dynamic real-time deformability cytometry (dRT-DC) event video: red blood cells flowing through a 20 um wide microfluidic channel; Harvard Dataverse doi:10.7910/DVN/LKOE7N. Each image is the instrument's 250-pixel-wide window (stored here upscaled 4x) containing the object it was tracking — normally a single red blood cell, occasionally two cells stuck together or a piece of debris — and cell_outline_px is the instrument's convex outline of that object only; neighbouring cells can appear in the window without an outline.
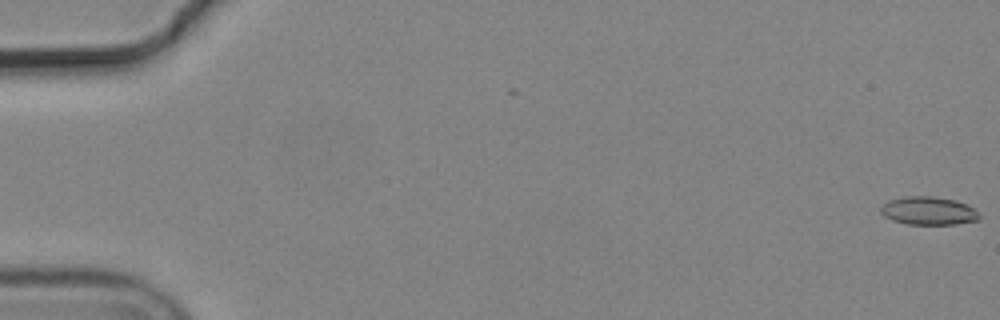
{"species": "common noctule bat (a hibernating species)", "species_latin": "Nyctalus noctula", "temperature_condition": "cold", "stored_images_in_passage": 5, "camera_frame_rate_fps": 3000, "um_per_image_px": 0.085, "animal": {"sex": "male", "body_mass_g": 19.2, "forearm_length_mm": 51.8}, "frame": {"image": 1, "passage_image": 1, "time_ms": 0.0, "image_size_px": [1000, 320], "cell_outline_px": [[980, 220], [956, 224], [908, 224], [892, 220], [884, 216], [880, 212], [880, 208], [888, 200], [904, 196], [932, 196], [956, 200], [972, 208], [980, 216]], "centroid_in_image_um": [78.89, 17.92], "position_along_channel_um": 6.1, "area_um2": 16.13}}